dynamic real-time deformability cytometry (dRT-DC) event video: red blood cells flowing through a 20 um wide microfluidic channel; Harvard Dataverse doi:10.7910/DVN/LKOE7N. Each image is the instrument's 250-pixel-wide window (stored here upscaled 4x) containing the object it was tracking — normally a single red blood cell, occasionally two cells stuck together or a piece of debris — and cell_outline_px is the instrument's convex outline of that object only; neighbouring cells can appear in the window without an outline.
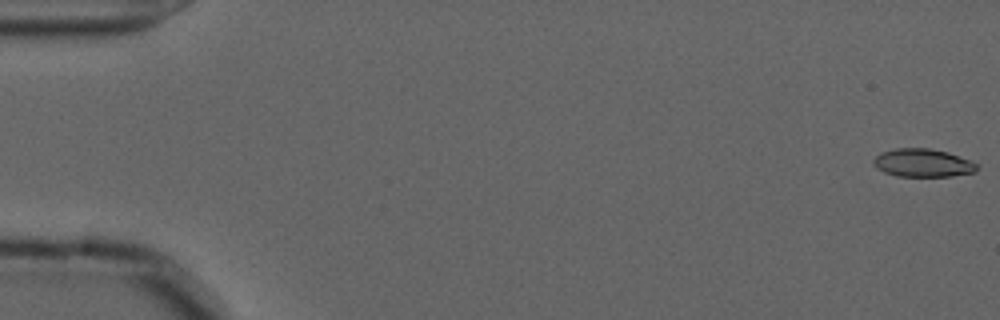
{"species": "common noctule bat (a hibernating species)", "species_latin": "Nyctalus noctula", "temperature_condition": "cold", "stored_images_in_passage": 12, "camera_frame_rate_fps": 3000, "um_per_image_px": 0.085, "animal": {"sex": "male", "forearm_length_mm": 52.5}, "frame": {"image": 1, "passage_image": 1, "time_ms": 0.0, "image_size_px": [1000, 320], "cell_outline_px": [[980, 164], [976, 172], [952, 176], [896, 176], [884, 172], [876, 168], [872, 164], [872, 160], [880, 152], [896, 148], [928, 148], [948, 152], [972, 160]], "centroid_in_image_um": [78.46, 13.84], "position_along_channel_um": 6.5, "area_um2": 17.28}}